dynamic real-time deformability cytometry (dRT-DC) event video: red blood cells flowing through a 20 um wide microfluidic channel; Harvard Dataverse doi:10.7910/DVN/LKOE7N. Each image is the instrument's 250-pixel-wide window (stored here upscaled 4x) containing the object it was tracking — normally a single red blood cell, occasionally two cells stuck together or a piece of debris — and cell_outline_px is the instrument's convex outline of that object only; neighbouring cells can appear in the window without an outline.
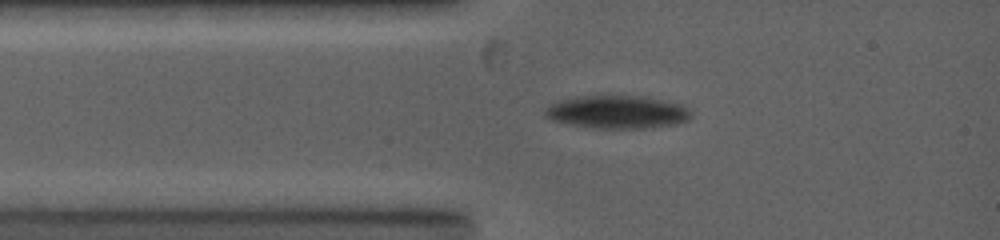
{"species": "common noctule bat (a hibernating species)", "species_latin": "Nyctalus noctula", "temperature_condition": "warm", "stored_images_in_passage": 3, "camera_frame_rate_fps": 5000, "um_per_image_px": 0.085, "animal": {"sex": "female", "body_mass_g": 19.0, "forearm_length_mm": 53.3}, "frame": {"image": 1, "passage_image": 2, "time_ms": 0.8, "image_size_px": [1000, 240], "cell_outline_px": [[692, 116], [688, 120], [676, 124], [644, 128], [596, 128], [572, 124], [552, 120], [544, 116], [544, 108], [548, 104], [556, 100], [580, 96], [648, 96], [680, 104], [688, 108]], "centroid_in_image_um": [52.44, 9.51], "position_along_channel_um": 32.6, "area_um2": 28.21}}